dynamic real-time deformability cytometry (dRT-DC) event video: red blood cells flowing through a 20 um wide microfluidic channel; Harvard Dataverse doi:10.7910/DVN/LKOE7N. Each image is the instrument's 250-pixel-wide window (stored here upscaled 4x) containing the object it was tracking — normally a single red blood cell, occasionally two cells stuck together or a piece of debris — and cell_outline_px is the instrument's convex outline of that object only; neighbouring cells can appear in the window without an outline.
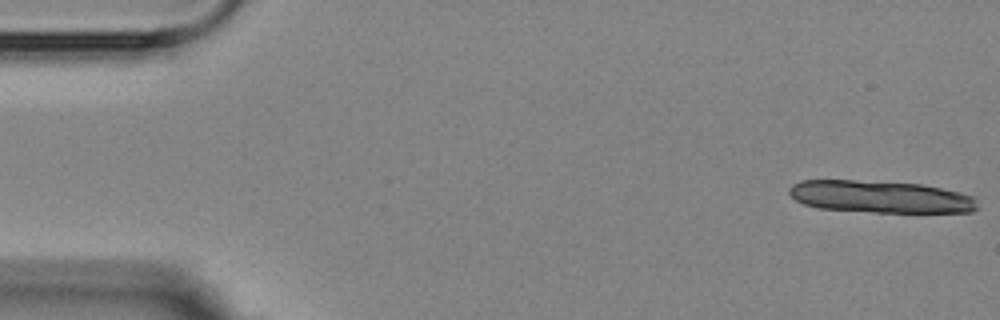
{"species": "Egyptian fruit bat (a non-hibernating species)", "species_latin": "Rousettus aegyptiacus", "temperature_condition": "room temperature", "stored_images_in_passage": 4, "camera_frame_rate_fps": 3000, "um_per_image_px": 0.085, "animal": {"sex": "female"}, "frame": {"image": 1, "passage_image": 1, "time_ms": 0.0, "image_size_px": [1000, 320], "cell_outline_px": [[980, 208], [972, 212], [876, 212], [820, 208], [804, 204], [796, 200], [788, 192], [788, 188], [792, 184], [800, 180], [856, 180], [920, 184], [960, 192], [972, 196], [976, 200]], "centroid_in_image_um": [74.84, 16.72], "position_along_channel_um": 10.2, "area_um2": 35.32}}